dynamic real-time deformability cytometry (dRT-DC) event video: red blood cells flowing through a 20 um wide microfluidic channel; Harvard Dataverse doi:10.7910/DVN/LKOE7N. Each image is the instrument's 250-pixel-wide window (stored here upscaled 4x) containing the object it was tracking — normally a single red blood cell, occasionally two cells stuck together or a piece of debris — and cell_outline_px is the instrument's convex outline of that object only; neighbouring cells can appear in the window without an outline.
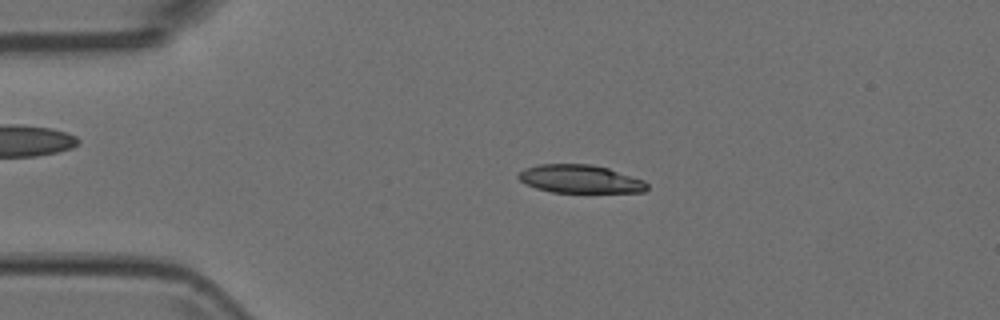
{"species": "Egyptian fruit bat (a non-hibernating species)", "species_latin": "Rousettus aegyptiacus", "temperature_condition": "room temperature", "stored_images_in_passage": 4, "camera_frame_rate_fps": 3000, "um_per_image_px": 0.085, "animal": {"sex": "female"}, "frame": {"image": 1, "passage_image": 3, "time_ms": 0.667, "image_size_px": [1000, 320], "cell_outline_px": [[648, 188], [644, 192], [552, 192], [536, 188], [520, 180], [516, 176], [524, 168], [540, 164], [592, 164], [608, 168], [644, 180], [648, 184]], "centroid_in_image_um": [49.32, 15.21], "position_along_channel_um": 35.7, "area_um2": 21.04}}